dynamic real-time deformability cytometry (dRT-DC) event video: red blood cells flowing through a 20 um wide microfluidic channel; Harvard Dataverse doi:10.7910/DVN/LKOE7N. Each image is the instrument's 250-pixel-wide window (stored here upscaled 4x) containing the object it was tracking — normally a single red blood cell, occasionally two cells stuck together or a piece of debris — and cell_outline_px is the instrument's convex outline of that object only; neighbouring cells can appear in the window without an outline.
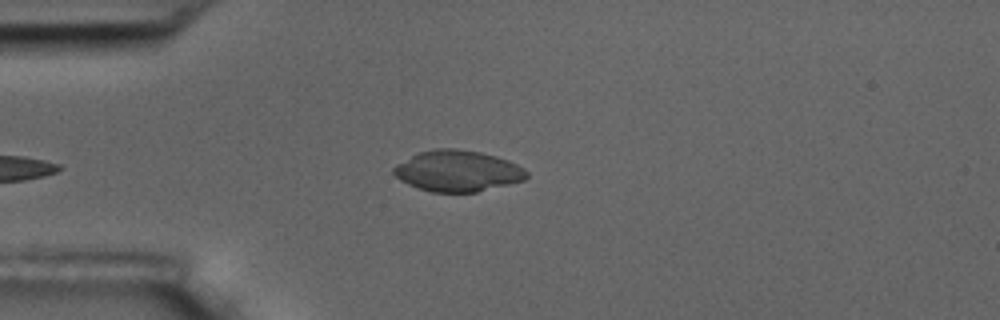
{"species": "common noctule bat (a hibernating species)", "species_latin": "Nyctalus noctula", "temperature_condition": "room temperature", "stored_images_in_passage": 4, "camera_frame_rate_fps": 3000, "um_per_image_px": 0.085, "animal": {"sex": "male", "body_mass_g": 17.5, "forearm_length_mm": 52.3}, "frame": {"image": 1, "passage_image": 4, "time_ms": 3.333, "image_size_px": [1000, 320], "cell_outline_px": [[528, 176], [524, 180], [476, 192], [432, 192], [408, 184], [400, 180], [392, 172], [392, 168], [396, 164], [420, 152], [436, 148], [456, 148], [480, 152], [496, 156], [508, 160], [524, 168], [528, 172]], "centroid_in_image_um": [38.9, 14.53], "position_along_channel_um": 46.1, "area_um2": 31.67}}